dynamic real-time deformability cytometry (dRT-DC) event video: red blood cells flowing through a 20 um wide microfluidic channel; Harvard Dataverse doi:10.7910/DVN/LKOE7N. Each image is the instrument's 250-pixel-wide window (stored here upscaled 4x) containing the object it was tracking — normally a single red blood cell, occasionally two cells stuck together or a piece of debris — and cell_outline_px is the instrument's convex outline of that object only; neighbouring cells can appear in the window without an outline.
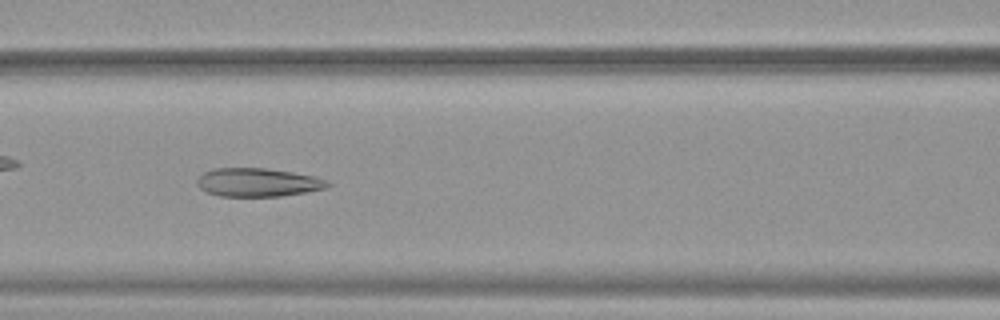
{"species": "common noctule bat (a hibernating species)", "species_latin": "Nyctalus noctula", "temperature_condition": "warm", "stored_images_in_passage": 44, "camera_frame_rate_fps": 3000, "um_per_image_px": 0.085, "animal": {"sex": "female", "body_mass_g": 19.9}, "frame": {"image": 1, "passage_image": 15, "time_ms": 4.667, "image_size_px": [1000, 320], "cell_outline_px": [[332, 184], [328, 188], [280, 196], [220, 196], [208, 192], [200, 188], [196, 184], [196, 180], [204, 172], [212, 168], [264, 168], [292, 172], [312, 176], [328, 180]], "centroid_in_image_um": [21.91, 15.5], "position_along_channel_um": 144.7, "area_um2": 21.62}}
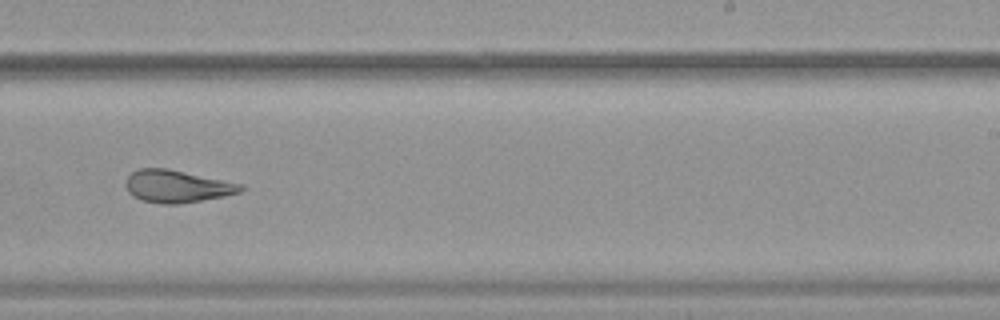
{"frame": {"image": 2, "passage_image": 25, "time_ms": 8.0, "image_size_px": [1000, 320], "cell_outline_px": [[244, 188], [240, 192], [224, 196], [180, 204], [160, 204], [144, 200], [132, 196], [128, 192], [124, 184], [124, 180], [132, 172], [140, 168], [168, 168], [244, 184]], "centroid_in_image_um": [15.03, 15.83], "position_along_channel_um": 274.0, "area_um2": 21.91}}
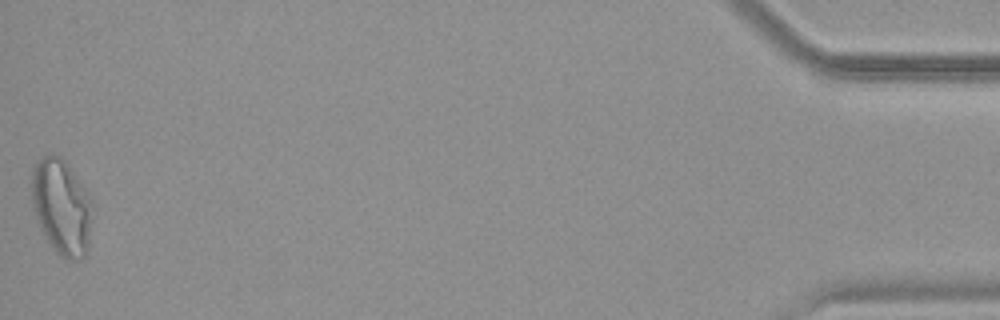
{"frame": {"image": 3, "passage_image": 44, "time_ms": 14.333, "image_size_px": [1000, 320], "cell_outline_px": [[88, 248], [84, 256], [76, 260], [68, 260], [60, 256], [56, 252], [44, 236], [40, 228], [32, 204], [32, 168], [48, 152], [52, 152], [60, 156], [64, 160], [88, 196]], "centroid_in_image_um": [5.15, 17.58], "position_along_channel_um": 430.0, "area_um2": 32.6}, "authors_computed_cell_mechanics": {"area_um2": 24.6228, "velocity_mm_per_s": 3.889, "shape_relaxation_time_tau1_ms": null, "shape_relaxation_time_tau2_ms": 1.9345, "deformation_change_tau1": null, "deformation_change_tau2": 0.0981}}